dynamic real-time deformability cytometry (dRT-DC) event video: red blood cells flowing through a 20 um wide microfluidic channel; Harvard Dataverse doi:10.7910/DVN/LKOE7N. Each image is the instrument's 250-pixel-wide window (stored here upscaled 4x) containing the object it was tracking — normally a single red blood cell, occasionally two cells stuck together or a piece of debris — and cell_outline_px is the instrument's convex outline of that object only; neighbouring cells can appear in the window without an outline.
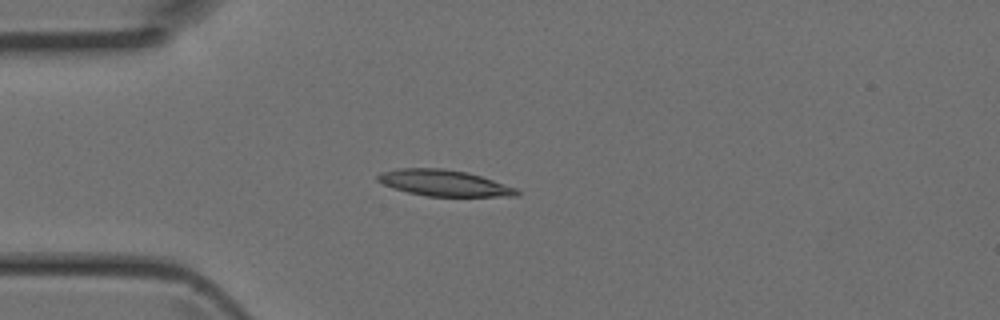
{"species": "Egyptian fruit bat (a non-hibernating species)", "species_latin": "Rousettus aegyptiacus", "temperature_condition": "room temperature", "stored_images_in_passage": 4, "camera_frame_rate_fps": 3000, "um_per_image_px": 0.085, "animal": {"sex": "female"}, "frame": {"image": 1, "passage_image": 4, "time_ms": 1.0, "image_size_px": [1000, 320], "cell_outline_px": [[520, 192], [516, 196], [428, 196], [408, 192], [392, 188], [376, 180], [376, 176], [380, 172], [400, 168], [444, 168], [468, 172], [516, 188]], "centroid_in_image_um": [37.7, 15.55], "position_along_channel_um": 47.3, "area_um2": 21.1}}